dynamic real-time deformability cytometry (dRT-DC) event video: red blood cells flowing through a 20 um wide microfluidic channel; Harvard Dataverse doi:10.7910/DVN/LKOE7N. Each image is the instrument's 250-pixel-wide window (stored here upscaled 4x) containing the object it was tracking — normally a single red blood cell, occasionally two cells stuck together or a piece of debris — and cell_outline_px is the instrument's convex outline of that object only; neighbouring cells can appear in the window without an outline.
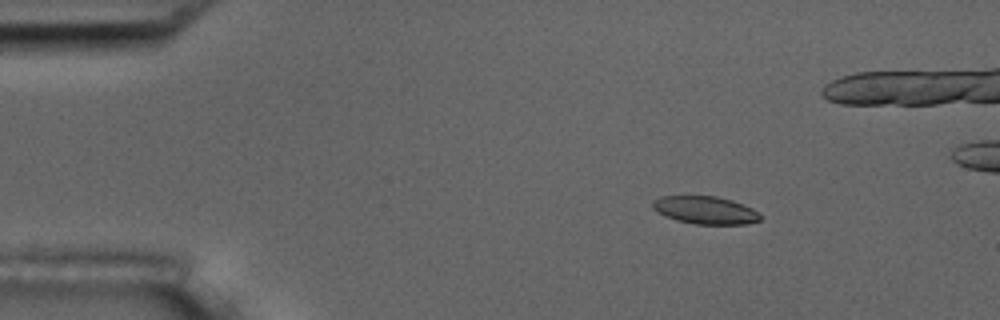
{"species": "common noctule bat (a hibernating species)", "species_latin": "Nyctalus noctula", "temperature_condition": "room temperature", "stored_images_in_passage": 9, "camera_frame_rate_fps": 3000, "um_per_image_px": 0.085, "animal": {"sex": "male", "body_mass_g": 17.5, "forearm_length_mm": 52.3}, "frame": {"image": 1, "passage_image": 3, "time_ms": 2.333, "image_size_px": [1000, 320], "cell_outline_px": [[760, 220], [744, 224], [696, 224], [676, 220], [664, 216], [652, 208], [652, 200], [660, 196], [716, 196], [732, 200], [752, 208], [760, 216]], "centroid_in_image_um": [59.89, 17.85], "position_along_channel_um": 25.1, "area_um2": 17.34}}
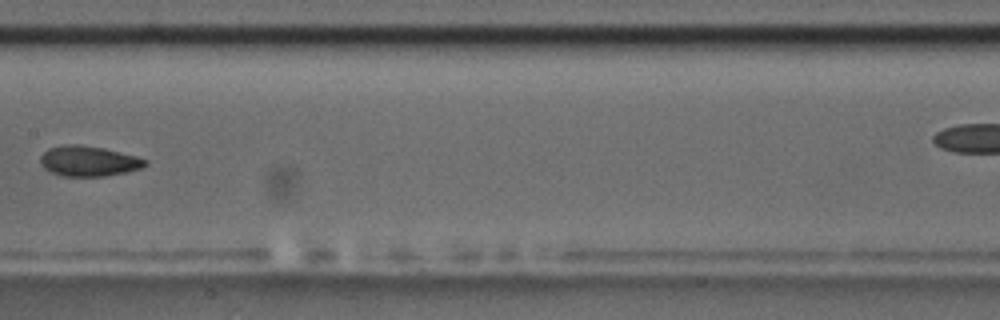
{"frame": {"image": 2, "passage_image": 8, "time_ms": 9.0, "image_size_px": [1000, 320], "cell_outline_px": [[148, 164], [140, 168], [128, 172], [104, 176], [60, 176], [44, 168], [40, 164], [40, 156], [48, 148], [64, 144], [80, 144], [104, 148], [136, 156], [148, 160]], "centroid_in_image_um": [7.52, 13.69], "position_along_channel_um": 199.9, "area_um2": 18.67}}
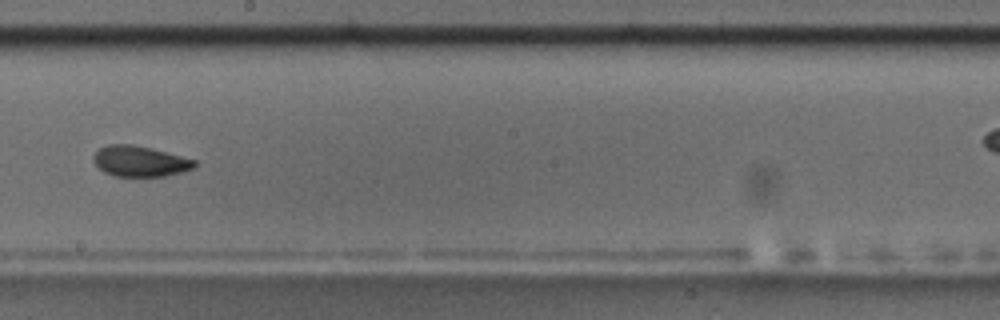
{"frame": {"image": 3, "passage_image": 9, "time_ms": 10.0, "image_size_px": [1000, 320], "cell_outline_px": [[196, 168], [164, 176], [116, 176], [104, 172], [92, 160], [92, 156], [100, 148], [108, 144], [132, 144], [152, 148], [196, 160]], "centroid_in_image_um": [11.89, 13.7], "position_along_channel_um": 236.3, "area_um2": 18.03}}